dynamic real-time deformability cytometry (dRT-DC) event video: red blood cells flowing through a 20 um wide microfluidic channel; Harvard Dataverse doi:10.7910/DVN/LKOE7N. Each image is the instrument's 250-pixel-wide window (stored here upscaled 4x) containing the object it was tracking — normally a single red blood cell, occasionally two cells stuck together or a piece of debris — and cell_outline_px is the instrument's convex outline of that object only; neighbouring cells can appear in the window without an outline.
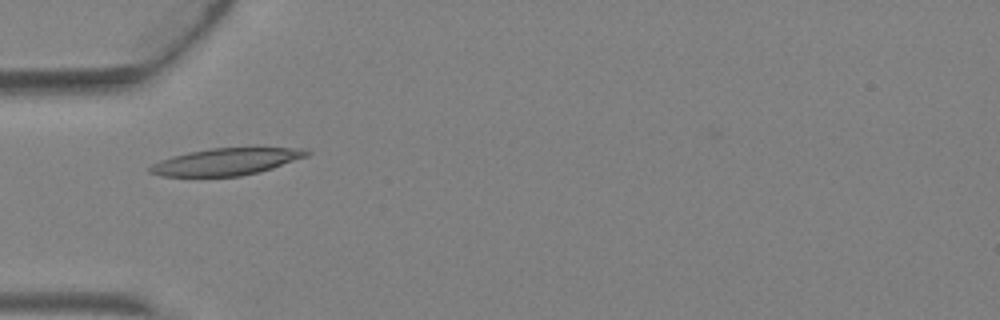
{"species": "Egyptian fruit bat (a non-hibernating species)", "species_latin": "Rousettus aegyptiacus", "temperature_condition": "warm", "stored_images_in_passage": 4, "camera_frame_rate_fps": 3000, "um_per_image_px": 0.085, "animal": {"sex": "female"}, "frame": {"image": 1, "passage_image": 3, "time_ms": 0.667, "image_size_px": [1000, 320], "cell_outline_px": [[312, 152], [308, 156], [260, 172], [240, 176], [160, 176], [148, 172], [148, 168], [152, 164], [160, 160], [172, 156], [188, 152], [212, 148], [304, 148]], "centroid_in_image_um": [19.22, 13.74], "position_along_channel_um": 65.8, "area_um2": 24.57}}
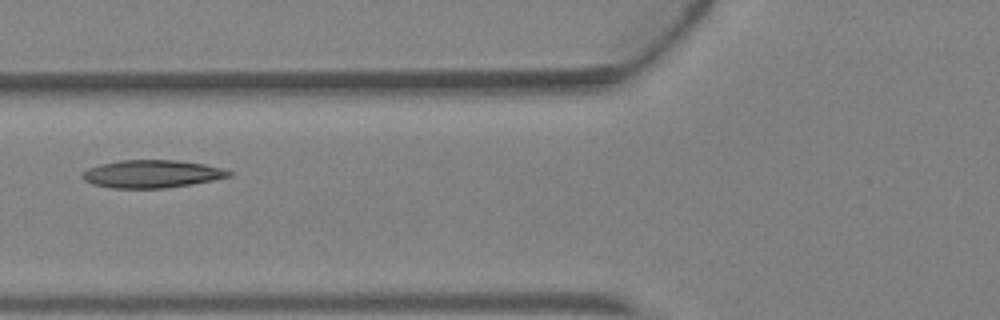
{"frame": {"image": 2, "passage_image": 4, "time_ms": 1.0, "image_size_px": [1000, 320], "cell_outline_px": [[232, 176], [192, 184], [164, 188], [112, 188], [92, 184], [84, 180], [84, 172], [88, 168], [100, 164], [120, 160], [176, 160], [204, 164], [220, 168], [232, 172]], "centroid_in_image_um": [12.91, 14.78], "position_along_channel_um": 112.9, "area_um2": 23.52}}